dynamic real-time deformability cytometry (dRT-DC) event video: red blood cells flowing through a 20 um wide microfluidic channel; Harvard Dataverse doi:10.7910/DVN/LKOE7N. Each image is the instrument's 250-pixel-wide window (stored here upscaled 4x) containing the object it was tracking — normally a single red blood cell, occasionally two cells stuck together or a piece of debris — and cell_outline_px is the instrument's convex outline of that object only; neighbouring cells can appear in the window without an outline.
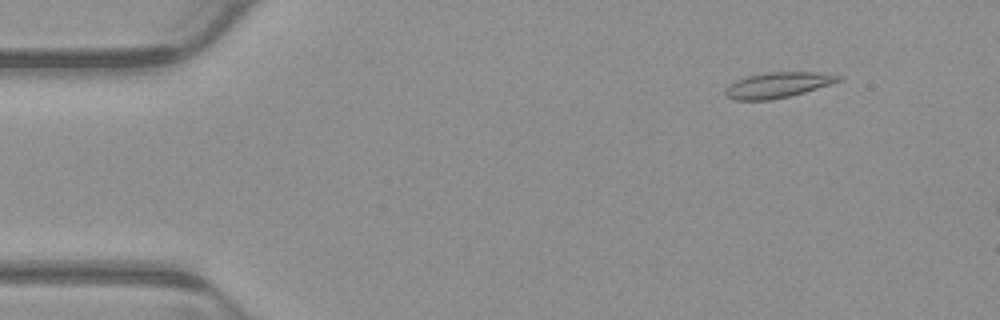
{"species": "common noctule bat (a hibernating species)", "species_latin": "Nyctalus noctula", "temperature_condition": "warm", "stored_images_in_passage": 3, "camera_frame_rate_fps": 3000, "um_per_image_px": 0.085, "animal": {"sex": "male", "body_mass_g": 23.1, "forearm_length_mm": 52.7}, "frame": {"image": 1, "passage_image": 2, "time_ms": 0.333, "image_size_px": [1000, 320], "cell_outline_px": [[844, 76], [840, 80], [832, 84], [804, 92], [772, 100], [732, 100], [724, 96], [724, 88], [728, 84], [736, 80], [748, 76], [764, 72], [820, 72]], "centroid_in_image_um": [66.07, 7.23], "position_along_channel_um": 18.9, "area_um2": 17.05}}